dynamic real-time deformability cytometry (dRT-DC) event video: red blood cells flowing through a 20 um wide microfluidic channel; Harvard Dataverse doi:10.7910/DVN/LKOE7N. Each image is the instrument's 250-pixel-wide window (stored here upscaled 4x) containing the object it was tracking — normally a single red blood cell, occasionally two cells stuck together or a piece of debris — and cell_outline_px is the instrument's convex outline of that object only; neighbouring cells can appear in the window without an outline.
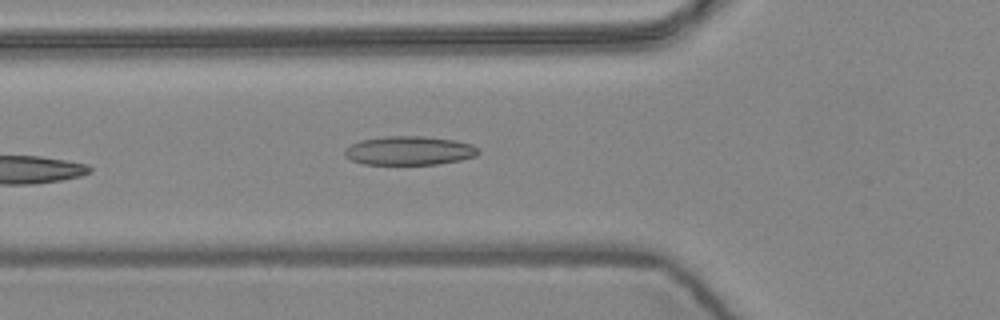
{"species": "common noctule bat (a hibernating species)", "species_latin": "Nyctalus noctula", "temperature_condition": "warm", "stored_images_in_passage": 6, "camera_frame_rate_fps": 3000, "um_per_image_px": 0.085, "animal": {"sex": "female", "body_mass_g": 24.6, "forearm_length_mm": 56.2}, "frame": {"image": 1, "passage_image": 6, "time_ms": 1.667, "image_size_px": [1000, 320], "cell_outline_px": [[480, 152], [476, 156], [460, 160], [436, 164], [364, 164], [352, 160], [344, 156], [344, 148], [360, 140], [384, 136], [424, 136], [452, 140], [472, 144]], "centroid_in_image_um": [34.76, 12.8], "position_along_channel_um": 91.0, "area_um2": 22.43}}